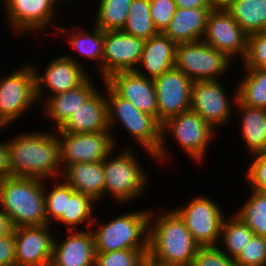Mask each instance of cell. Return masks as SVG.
<instances>
[{
	"instance_id": "45",
	"label": "cell",
	"mask_w": 266,
	"mask_h": 266,
	"mask_svg": "<svg viewBox=\"0 0 266 266\" xmlns=\"http://www.w3.org/2000/svg\"><path fill=\"white\" fill-rule=\"evenodd\" d=\"M176 8L193 9L198 7H211L209 0H174Z\"/></svg>"
},
{
	"instance_id": "27",
	"label": "cell",
	"mask_w": 266,
	"mask_h": 266,
	"mask_svg": "<svg viewBox=\"0 0 266 266\" xmlns=\"http://www.w3.org/2000/svg\"><path fill=\"white\" fill-rule=\"evenodd\" d=\"M235 109L241 117V136L247 154L254 155L266 149V109L254 108L242 104L238 99Z\"/></svg>"
},
{
	"instance_id": "7",
	"label": "cell",
	"mask_w": 266,
	"mask_h": 266,
	"mask_svg": "<svg viewBox=\"0 0 266 266\" xmlns=\"http://www.w3.org/2000/svg\"><path fill=\"white\" fill-rule=\"evenodd\" d=\"M106 89V102L108 114V126L110 132L116 127L117 121L133 137L134 142L153 157L158 152L162 132V124L152 115L137 109L130 101L118 96L104 81Z\"/></svg>"
},
{
	"instance_id": "48",
	"label": "cell",
	"mask_w": 266,
	"mask_h": 266,
	"mask_svg": "<svg viewBox=\"0 0 266 266\" xmlns=\"http://www.w3.org/2000/svg\"><path fill=\"white\" fill-rule=\"evenodd\" d=\"M58 6H60L59 5V3L61 2H63V5H64V2H69V1H75V0H53Z\"/></svg>"
},
{
	"instance_id": "39",
	"label": "cell",
	"mask_w": 266,
	"mask_h": 266,
	"mask_svg": "<svg viewBox=\"0 0 266 266\" xmlns=\"http://www.w3.org/2000/svg\"><path fill=\"white\" fill-rule=\"evenodd\" d=\"M236 262L239 266H266V237L254 235Z\"/></svg>"
},
{
	"instance_id": "26",
	"label": "cell",
	"mask_w": 266,
	"mask_h": 266,
	"mask_svg": "<svg viewBox=\"0 0 266 266\" xmlns=\"http://www.w3.org/2000/svg\"><path fill=\"white\" fill-rule=\"evenodd\" d=\"M91 28H93V30L91 29L92 32L89 33V31H85L86 29L80 28V26L73 25L70 26V29L59 26L55 32L57 34L59 31L61 34H64L63 36L67 37L66 40L69 42L68 44L74 52L79 53L80 56L85 57L86 60L98 62L96 66L99 69L98 71L102 79L104 31L94 24Z\"/></svg>"
},
{
	"instance_id": "4",
	"label": "cell",
	"mask_w": 266,
	"mask_h": 266,
	"mask_svg": "<svg viewBox=\"0 0 266 266\" xmlns=\"http://www.w3.org/2000/svg\"><path fill=\"white\" fill-rule=\"evenodd\" d=\"M161 132V145L154 156V160L158 163L172 159L170 158L171 152L169 153L168 147L165 146L169 134L178 147L182 148L181 151L187 154L188 158L191 157L190 159L194 162L197 161L196 163H200L207 156L208 147L216 134L215 129L191 109L168 118L162 123Z\"/></svg>"
},
{
	"instance_id": "17",
	"label": "cell",
	"mask_w": 266,
	"mask_h": 266,
	"mask_svg": "<svg viewBox=\"0 0 266 266\" xmlns=\"http://www.w3.org/2000/svg\"><path fill=\"white\" fill-rule=\"evenodd\" d=\"M153 81L157 97V120L161 124L168 118L191 109L193 81L183 72L174 67Z\"/></svg>"
},
{
	"instance_id": "35",
	"label": "cell",
	"mask_w": 266,
	"mask_h": 266,
	"mask_svg": "<svg viewBox=\"0 0 266 266\" xmlns=\"http://www.w3.org/2000/svg\"><path fill=\"white\" fill-rule=\"evenodd\" d=\"M47 181H44L45 208L47 224L51 225L65 213L66 197H71L75 191L62 178L54 179L52 189L45 186Z\"/></svg>"
},
{
	"instance_id": "3",
	"label": "cell",
	"mask_w": 266,
	"mask_h": 266,
	"mask_svg": "<svg viewBox=\"0 0 266 266\" xmlns=\"http://www.w3.org/2000/svg\"><path fill=\"white\" fill-rule=\"evenodd\" d=\"M0 209L15 228L47 225L44 181L16 176L0 180Z\"/></svg>"
},
{
	"instance_id": "42",
	"label": "cell",
	"mask_w": 266,
	"mask_h": 266,
	"mask_svg": "<svg viewBox=\"0 0 266 266\" xmlns=\"http://www.w3.org/2000/svg\"><path fill=\"white\" fill-rule=\"evenodd\" d=\"M0 266H16L14 234L0 237Z\"/></svg>"
},
{
	"instance_id": "46",
	"label": "cell",
	"mask_w": 266,
	"mask_h": 266,
	"mask_svg": "<svg viewBox=\"0 0 266 266\" xmlns=\"http://www.w3.org/2000/svg\"><path fill=\"white\" fill-rule=\"evenodd\" d=\"M236 0H209L212 10H226Z\"/></svg>"
},
{
	"instance_id": "43",
	"label": "cell",
	"mask_w": 266,
	"mask_h": 266,
	"mask_svg": "<svg viewBox=\"0 0 266 266\" xmlns=\"http://www.w3.org/2000/svg\"><path fill=\"white\" fill-rule=\"evenodd\" d=\"M12 176L9 147L6 141H0V180Z\"/></svg>"
},
{
	"instance_id": "41",
	"label": "cell",
	"mask_w": 266,
	"mask_h": 266,
	"mask_svg": "<svg viewBox=\"0 0 266 266\" xmlns=\"http://www.w3.org/2000/svg\"><path fill=\"white\" fill-rule=\"evenodd\" d=\"M150 16L158 33H164L176 11L174 0H149Z\"/></svg>"
},
{
	"instance_id": "30",
	"label": "cell",
	"mask_w": 266,
	"mask_h": 266,
	"mask_svg": "<svg viewBox=\"0 0 266 266\" xmlns=\"http://www.w3.org/2000/svg\"><path fill=\"white\" fill-rule=\"evenodd\" d=\"M243 69L245 76L237 85V99L246 106L266 109V69Z\"/></svg>"
},
{
	"instance_id": "44",
	"label": "cell",
	"mask_w": 266,
	"mask_h": 266,
	"mask_svg": "<svg viewBox=\"0 0 266 266\" xmlns=\"http://www.w3.org/2000/svg\"><path fill=\"white\" fill-rule=\"evenodd\" d=\"M15 226L11 218L0 209V237L14 234Z\"/></svg>"
},
{
	"instance_id": "16",
	"label": "cell",
	"mask_w": 266,
	"mask_h": 266,
	"mask_svg": "<svg viewBox=\"0 0 266 266\" xmlns=\"http://www.w3.org/2000/svg\"><path fill=\"white\" fill-rule=\"evenodd\" d=\"M202 40L231 60L242 61L247 53L248 34L226 10H211Z\"/></svg>"
},
{
	"instance_id": "10",
	"label": "cell",
	"mask_w": 266,
	"mask_h": 266,
	"mask_svg": "<svg viewBox=\"0 0 266 266\" xmlns=\"http://www.w3.org/2000/svg\"><path fill=\"white\" fill-rule=\"evenodd\" d=\"M55 131L58 135L62 170L68 165L80 162H103L111 153H115L118 145V140L110 131L96 133H67L59 129Z\"/></svg>"
},
{
	"instance_id": "47",
	"label": "cell",
	"mask_w": 266,
	"mask_h": 266,
	"mask_svg": "<svg viewBox=\"0 0 266 266\" xmlns=\"http://www.w3.org/2000/svg\"><path fill=\"white\" fill-rule=\"evenodd\" d=\"M142 266H160V265H157L155 263H152L151 261H149L147 259Z\"/></svg>"
},
{
	"instance_id": "38",
	"label": "cell",
	"mask_w": 266,
	"mask_h": 266,
	"mask_svg": "<svg viewBox=\"0 0 266 266\" xmlns=\"http://www.w3.org/2000/svg\"><path fill=\"white\" fill-rule=\"evenodd\" d=\"M253 161L245 172V182L248 188L266 193V149L250 155Z\"/></svg>"
},
{
	"instance_id": "2",
	"label": "cell",
	"mask_w": 266,
	"mask_h": 266,
	"mask_svg": "<svg viewBox=\"0 0 266 266\" xmlns=\"http://www.w3.org/2000/svg\"><path fill=\"white\" fill-rule=\"evenodd\" d=\"M12 176L46 181L61 178L59 141L55 132L29 131L6 140Z\"/></svg>"
},
{
	"instance_id": "14",
	"label": "cell",
	"mask_w": 266,
	"mask_h": 266,
	"mask_svg": "<svg viewBox=\"0 0 266 266\" xmlns=\"http://www.w3.org/2000/svg\"><path fill=\"white\" fill-rule=\"evenodd\" d=\"M7 23L17 35L40 34L45 29L56 27L53 21L58 16L59 6L53 0H3ZM52 23V24H51ZM49 26V27H48ZM52 26V27H50Z\"/></svg>"
},
{
	"instance_id": "11",
	"label": "cell",
	"mask_w": 266,
	"mask_h": 266,
	"mask_svg": "<svg viewBox=\"0 0 266 266\" xmlns=\"http://www.w3.org/2000/svg\"><path fill=\"white\" fill-rule=\"evenodd\" d=\"M185 222L192 238L200 246H218L225 214L222 208L206 196H193L187 205L173 208Z\"/></svg>"
},
{
	"instance_id": "18",
	"label": "cell",
	"mask_w": 266,
	"mask_h": 266,
	"mask_svg": "<svg viewBox=\"0 0 266 266\" xmlns=\"http://www.w3.org/2000/svg\"><path fill=\"white\" fill-rule=\"evenodd\" d=\"M50 227L47 224L15 228L16 266H50L55 239Z\"/></svg>"
},
{
	"instance_id": "22",
	"label": "cell",
	"mask_w": 266,
	"mask_h": 266,
	"mask_svg": "<svg viewBox=\"0 0 266 266\" xmlns=\"http://www.w3.org/2000/svg\"><path fill=\"white\" fill-rule=\"evenodd\" d=\"M176 46L177 44L164 33L145 39L141 58L135 71L148 79L158 78L174 68Z\"/></svg>"
},
{
	"instance_id": "12",
	"label": "cell",
	"mask_w": 266,
	"mask_h": 266,
	"mask_svg": "<svg viewBox=\"0 0 266 266\" xmlns=\"http://www.w3.org/2000/svg\"><path fill=\"white\" fill-rule=\"evenodd\" d=\"M228 94L220 80L193 81L190 95L191 110L198 113L216 130L218 126L222 127L233 119L232 107L237 101V87L234 88L231 97L233 100Z\"/></svg>"
},
{
	"instance_id": "31",
	"label": "cell",
	"mask_w": 266,
	"mask_h": 266,
	"mask_svg": "<svg viewBox=\"0 0 266 266\" xmlns=\"http://www.w3.org/2000/svg\"><path fill=\"white\" fill-rule=\"evenodd\" d=\"M254 235L247 224L232 214L223 220L218 246L229 257L236 259ZM221 243L224 247H220Z\"/></svg>"
},
{
	"instance_id": "37",
	"label": "cell",
	"mask_w": 266,
	"mask_h": 266,
	"mask_svg": "<svg viewBox=\"0 0 266 266\" xmlns=\"http://www.w3.org/2000/svg\"><path fill=\"white\" fill-rule=\"evenodd\" d=\"M243 68H263L266 65V31L248 35L247 53Z\"/></svg>"
},
{
	"instance_id": "32",
	"label": "cell",
	"mask_w": 266,
	"mask_h": 266,
	"mask_svg": "<svg viewBox=\"0 0 266 266\" xmlns=\"http://www.w3.org/2000/svg\"><path fill=\"white\" fill-rule=\"evenodd\" d=\"M133 0H99L94 25L103 31L122 30Z\"/></svg>"
},
{
	"instance_id": "29",
	"label": "cell",
	"mask_w": 266,
	"mask_h": 266,
	"mask_svg": "<svg viewBox=\"0 0 266 266\" xmlns=\"http://www.w3.org/2000/svg\"><path fill=\"white\" fill-rule=\"evenodd\" d=\"M96 204L88 195L74 192L71 197H66L65 213L56 222L64 224L67 231L77 230L82 223L86 225L82 230H89L93 226V206Z\"/></svg>"
},
{
	"instance_id": "36",
	"label": "cell",
	"mask_w": 266,
	"mask_h": 266,
	"mask_svg": "<svg viewBox=\"0 0 266 266\" xmlns=\"http://www.w3.org/2000/svg\"><path fill=\"white\" fill-rule=\"evenodd\" d=\"M148 249H124L96 252L94 266H142L147 260Z\"/></svg>"
},
{
	"instance_id": "40",
	"label": "cell",
	"mask_w": 266,
	"mask_h": 266,
	"mask_svg": "<svg viewBox=\"0 0 266 266\" xmlns=\"http://www.w3.org/2000/svg\"><path fill=\"white\" fill-rule=\"evenodd\" d=\"M191 266H239L236 259L225 254L219 246H200Z\"/></svg>"
},
{
	"instance_id": "1",
	"label": "cell",
	"mask_w": 266,
	"mask_h": 266,
	"mask_svg": "<svg viewBox=\"0 0 266 266\" xmlns=\"http://www.w3.org/2000/svg\"><path fill=\"white\" fill-rule=\"evenodd\" d=\"M161 208L150 209L147 259L160 266H191L200 245L173 209Z\"/></svg>"
},
{
	"instance_id": "8",
	"label": "cell",
	"mask_w": 266,
	"mask_h": 266,
	"mask_svg": "<svg viewBox=\"0 0 266 266\" xmlns=\"http://www.w3.org/2000/svg\"><path fill=\"white\" fill-rule=\"evenodd\" d=\"M7 74L0 76V130L10 127L35 103L38 104L35 74L30 62Z\"/></svg>"
},
{
	"instance_id": "24",
	"label": "cell",
	"mask_w": 266,
	"mask_h": 266,
	"mask_svg": "<svg viewBox=\"0 0 266 266\" xmlns=\"http://www.w3.org/2000/svg\"><path fill=\"white\" fill-rule=\"evenodd\" d=\"M61 178L75 192H81L91 197L95 202L104 198L105 178L102 162H80L66 166Z\"/></svg>"
},
{
	"instance_id": "13",
	"label": "cell",
	"mask_w": 266,
	"mask_h": 266,
	"mask_svg": "<svg viewBox=\"0 0 266 266\" xmlns=\"http://www.w3.org/2000/svg\"><path fill=\"white\" fill-rule=\"evenodd\" d=\"M78 60L75 56L61 54L47 63L41 72L31 63L35 74L37 100H46V90L52 93L50 95H56L80 86L91 74H88Z\"/></svg>"
},
{
	"instance_id": "15",
	"label": "cell",
	"mask_w": 266,
	"mask_h": 266,
	"mask_svg": "<svg viewBox=\"0 0 266 266\" xmlns=\"http://www.w3.org/2000/svg\"><path fill=\"white\" fill-rule=\"evenodd\" d=\"M145 39L122 30L104 31L102 81L121 71H135L143 51Z\"/></svg>"
},
{
	"instance_id": "21",
	"label": "cell",
	"mask_w": 266,
	"mask_h": 266,
	"mask_svg": "<svg viewBox=\"0 0 266 266\" xmlns=\"http://www.w3.org/2000/svg\"><path fill=\"white\" fill-rule=\"evenodd\" d=\"M97 90L59 128L67 133H96L110 131L108 126L106 90Z\"/></svg>"
},
{
	"instance_id": "33",
	"label": "cell",
	"mask_w": 266,
	"mask_h": 266,
	"mask_svg": "<svg viewBox=\"0 0 266 266\" xmlns=\"http://www.w3.org/2000/svg\"><path fill=\"white\" fill-rule=\"evenodd\" d=\"M251 195L233 214L257 236L266 237V193L250 189Z\"/></svg>"
},
{
	"instance_id": "19",
	"label": "cell",
	"mask_w": 266,
	"mask_h": 266,
	"mask_svg": "<svg viewBox=\"0 0 266 266\" xmlns=\"http://www.w3.org/2000/svg\"><path fill=\"white\" fill-rule=\"evenodd\" d=\"M104 82L120 97L137 109L157 119V97L154 81L136 71H121L110 75Z\"/></svg>"
},
{
	"instance_id": "28",
	"label": "cell",
	"mask_w": 266,
	"mask_h": 266,
	"mask_svg": "<svg viewBox=\"0 0 266 266\" xmlns=\"http://www.w3.org/2000/svg\"><path fill=\"white\" fill-rule=\"evenodd\" d=\"M226 11L248 35L266 31V0H236Z\"/></svg>"
},
{
	"instance_id": "9",
	"label": "cell",
	"mask_w": 266,
	"mask_h": 266,
	"mask_svg": "<svg viewBox=\"0 0 266 266\" xmlns=\"http://www.w3.org/2000/svg\"><path fill=\"white\" fill-rule=\"evenodd\" d=\"M233 61L203 40L178 43L174 67L192 81H214L230 70Z\"/></svg>"
},
{
	"instance_id": "20",
	"label": "cell",
	"mask_w": 266,
	"mask_h": 266,
	"mask_svg": "<svg viewBox=\"0 0 266 266\" xmlns=\"http://www.w3.org/2000/svg\"><path fill=\"white\" fill-rule=\"evenodd\" d=\"M67 232L61 243L54 239L50 266H94L96 248L91 230Z\"/></svg>"
},
{
	"instance_id": "34",
	"label": "cell",
	"mask_w": 266,
	"mask_h": 266,
	"mask_svg": "<svg viewBox=\"0 0 266 266\" xmlns=\"http://www.w3.org/2000/svg\"><path fill=\"white\" fill-rule=\"evenodd\" d=\"M122 31L132 36L148 39L158 34L150 16L149 0H133Z\"/></svg>"
},
{
	"instance_id": "23",
	"label": "cell",
	"mask_w": 266,
	"mask_h": 266,
	"mask_svg": "<svg viewBox=\"0 0 266 266\" xmlns=\"http://www.w3.org/2000/svg\"><path fill=\"white\" fill-rule=\"evenodd\" d=\"M89 76L80 86L69 91L46 97L43 109L44 116L49 117L59 129L66 120L83 104L98 88ZM45 107V108H44Z\"/></svg>"
},
{
	"instance_id": "6",
	"label": "cell",
	"mask_w": 266,
	"mask_h": 266,
	"mask_svg": "<svg viewBox=\"0 0 266 266\" xmlns=\"http://www.w3.org/2000/svg\"><path fill=\"white\" fill-rule=\"evenodd\" d=\"M119 216V217H118ZM103 224L94 218L91 227L96 252L124 249H148L150 210L124 212ZM99 223V224H98ZM93 228V229H92Z\"/></svg>"
},
{
	"instance_id": "25",
	"label": "cell",
	"mask_w": 266,
	"mask_h": 266,
	"mask_svg": "<svg viewBox=\"0 0 266 266\" xmlns=\"http://www.w3.org/2000/svg\"><path fill=\"white\" fill-rule=\"evenodd\" d=\"M211 10V7L176 8L164 34L176 44L202 40Z\"/></svg>"
},
{
	"instance_id": "5",
	"label": "cell",
	"mask_w": 266,
	"mask_h": 266,
	"mask_svg": "<svg viewBox=\"0 0 266 266\" xmlns=\"http://www.w3.org/2000/svg\"><path fill=\"white\" fill-rule=\"evenodd\" d=\"M132 148L133 146H125L115 153L116 155L111 153L102 162L105 178L104 197L111 194V198L116 199L114 202L117 201L120 206L141 197L150 181L149 172L141 166L138 155Z\"/></svg>"
}]
</instances>
